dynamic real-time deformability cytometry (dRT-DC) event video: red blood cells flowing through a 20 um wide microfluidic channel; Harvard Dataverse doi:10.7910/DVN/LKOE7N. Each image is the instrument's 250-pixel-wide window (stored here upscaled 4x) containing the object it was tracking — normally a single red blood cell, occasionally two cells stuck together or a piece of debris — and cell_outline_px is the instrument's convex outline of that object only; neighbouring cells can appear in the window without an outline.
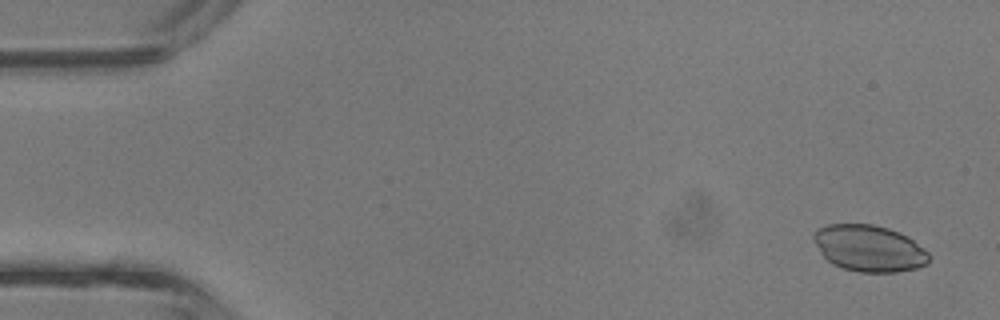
{"species": "common noctule bat (a hibernating species)", "species_latin": "Nyctalus noctula", "temperature_condition": "room temperature", "stored_images_in_passage": 42, "camera_frame_rate_fps": 3000, "um_per_image_px": 0.085, "animal": {"sex": "male", "body_mass_g": 13.3}, "frame": {"image": 1, "passage_image": 2, "time_ms": 0.333, "image_size_px": [1000, 320], "cell_outline_px": [[928, 264], [916, 268], [896, 272], [860, 272], [844, 268], [832, 264], [820, 252], [812, 236], [816, 228], [828, 224], [872, 224], [888, 228], [900, 232], [908, 236], [924, 248], [928, 252]], "centroid_in_image_um": [73.87, 21.09], "position_along_channel_um": 11.1, "area_um2": 31.27}}
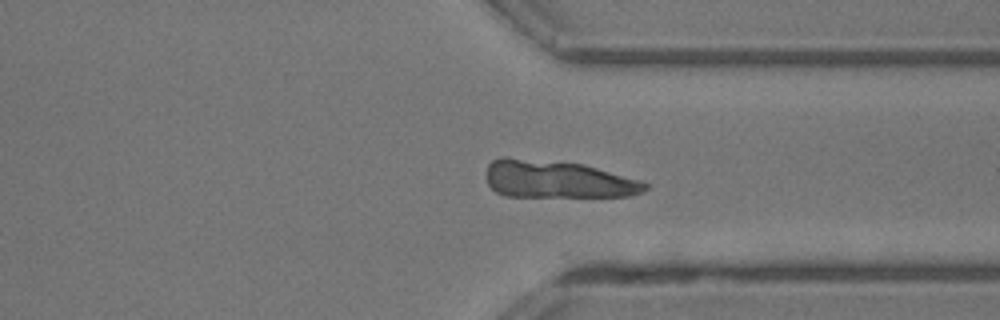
{"frame": {"image": 2, "passage_image": 32, "time_ms": 10.333, "image_size_px": [1000, 320], "cell_outline_px": [[648, 188], [640, 192], [628, 196], [504, 196], [496, 192], [488, 184], [488, 164], [492, 160], [504, 156], [508, 156], [584, 164], [640, 180], [648, 184]], "centroid_in_image_um": [47.35, 15.23], "position_along_channel_um": 364.0, "area_um2": 34.62}}
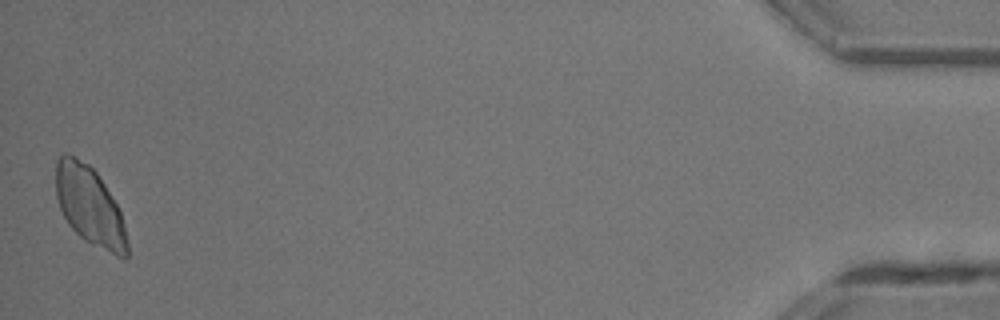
{"frame": {"image": 3, "passage_image": 42, "time_ms": 13.667, "image_size_px": [1000, 320], "cell_outline_px": [[128, 256], [124, 260], [84, 240], [68, 224], [60, 208], [56, 196], [56, 160], [64, 152], [68, 152], [88, 164], [96, 172], [104, 184], [116, 204], [120, 212], [124, 224], [128, 244]], "centroid_in_image_um": [7.62, 17.51], "position_along_channel_um": 427.6, "area_um2": 32.71}}